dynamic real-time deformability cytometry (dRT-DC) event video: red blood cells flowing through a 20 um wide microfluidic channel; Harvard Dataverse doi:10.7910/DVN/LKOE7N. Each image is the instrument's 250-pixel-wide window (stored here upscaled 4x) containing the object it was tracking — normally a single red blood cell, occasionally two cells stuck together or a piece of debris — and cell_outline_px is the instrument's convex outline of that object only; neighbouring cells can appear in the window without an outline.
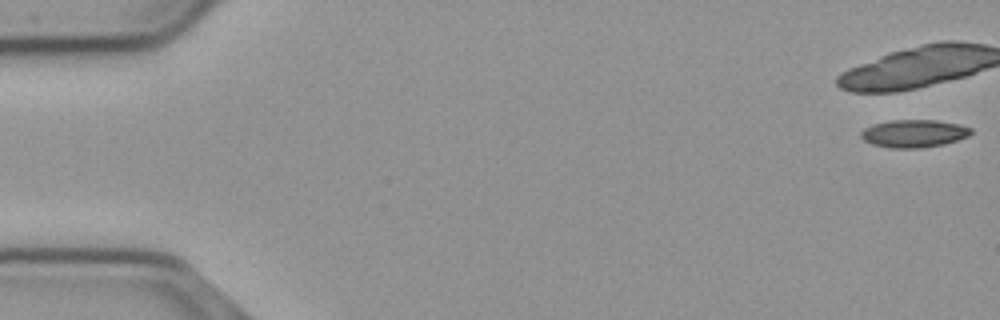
{"species": "common noctule bat (a hibernating species)", "species_latin": "Nyctalus noctula", "temperature_condition": "cold", "stored_images_in_passage": 17, "camera_frame_rate_fps": 3000, "um_per_image_px": 0.085, "animal": {"sex": "male", "body_mass_g": 23.1, "forearm_length_mm": 52.7}, "frame": {"image": 1, "passage_image": 1, "time_ms": 0.0, "image_size_px": [1000, 320], "cell_outline_px": [[972, 132], [968, 136], [944, 144], [920, 148], [888, 148], [872, 144], [864, 140], [860, 136], [860, 132], [864, 128], [872, 124], [892, 120], [936, 120], [956, 124], [972, 128]], "centroid_in_image_um": [77.64, 11.35], "position_along_channel_um": 7.4, "area_um2": 17.74}}